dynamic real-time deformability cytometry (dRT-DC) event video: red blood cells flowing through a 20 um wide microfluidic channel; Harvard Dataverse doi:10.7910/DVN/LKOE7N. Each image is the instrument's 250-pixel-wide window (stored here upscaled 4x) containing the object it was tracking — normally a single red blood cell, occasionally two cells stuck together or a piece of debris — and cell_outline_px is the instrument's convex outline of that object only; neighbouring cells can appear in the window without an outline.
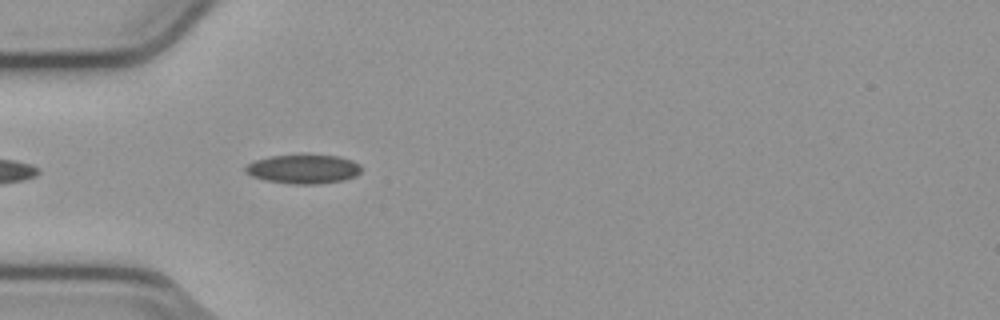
{"species": "common noctule bat (a hibernating species)", "species_latin": "Nyctalus noctula", "temperature_condition": "cold", "stored_images_in_passage": 8, "camera_frame_rate_fps": 3000, "um_per_image_px": 0.085, "animal": {"sex": "male", "body_mass_g": 23.1, "forearm_length_mm": 52.7}, "frame": {"image": 1, "passage_image": 3, "time_ms": 0.667, "image_size_px": [1000, 320], "cell_outline_px": [[360, 172], [356, 176], [344, 180], [316, 184], [292, 184], [264, 180], [252, 176], [244, 172], [244, 168], [248, 164], [256, 160], [272, 156], [336, 156], [352, 160], [360, 164]], "centroid_in_image_um": [25.78, 14.39], "position_along_channel_um": 59.2, "area_um2": 19.31}}